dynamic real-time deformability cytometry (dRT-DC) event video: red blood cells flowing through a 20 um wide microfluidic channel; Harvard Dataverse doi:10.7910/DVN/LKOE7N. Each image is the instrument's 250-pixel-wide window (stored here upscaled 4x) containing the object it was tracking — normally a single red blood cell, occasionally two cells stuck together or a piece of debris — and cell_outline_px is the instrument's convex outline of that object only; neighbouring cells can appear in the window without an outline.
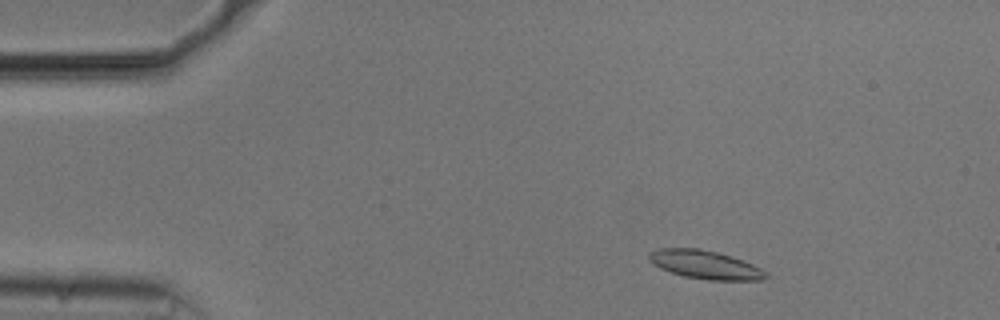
{"species": "common noctule bat (a hibernating species)", "species_latin": "Nyctalus noctula", "temperature_condition": "cold", "stored_images_in_passage": 51, "camera_frame_rate_fps": 3000, "um_per_image_px": 0.085, "animal": {"sex": "male", "body_mass_g": 20.5, "forearm_length_mm": 52.5}, "frame": {"image": 1, "passage_image": 5, "time_ms": 1.333, "image_size_px": [1000, 320], "cell_outline_px": [[768, 276], [764, 280], [708, 280], [684, 276], [660, 268], [652, 264], [648, 260], [648, 252], [660, 248], [700, 248], [732, 256], [752, 264], [768, 272]], "centroid_in_image_um": [59.93, 22.49], "position_along_channel_um": 25.1, "area_um2": 19.48}}
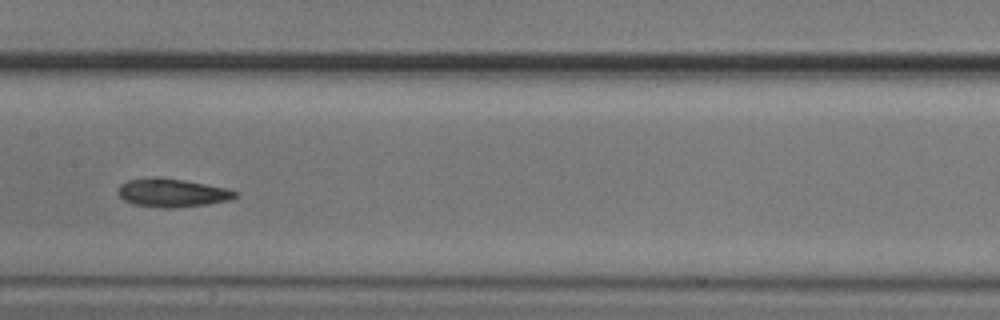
{"frame": {"image": 2, "passage_image": 24, "time_ms": 7.667, "image_size_px": [1000, 320], "cell_outline_px": [[236, 196], [228, 200], [204, 204], [176, 208], [160, 208], [132, 204], [124, 200], [116, 192], [120, 184], [128, 180], [156, 176], [184, 180], [228, 188], [236, 192]], "centroid_in_image_um": [14.57, 16.38], "position_along_channel_um": 192.8, "area_um2": 19.42}}
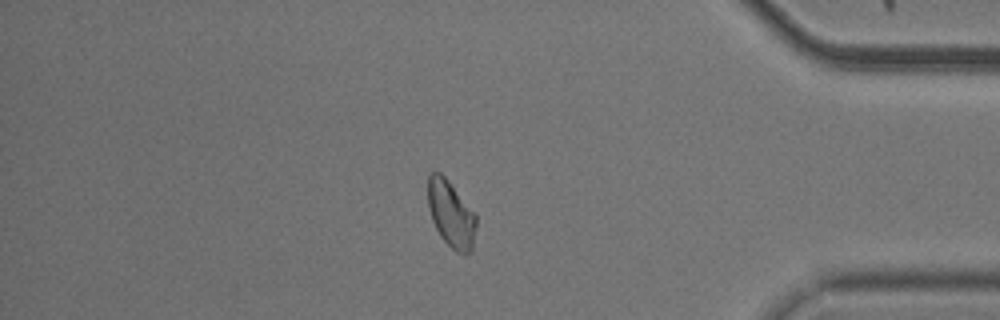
{"frame": {"image": 3, "passage_image": 43, "time_ms": 14.0, "image_size_px": [1000, 320], "cell_outline_px": [[476, 224], [472, 248], [468, 256], [464, 256], [456, 252], [440, 236], [432, 220], [428, 208], [428, 176], [432, 172], [440, 172], [452, 184], [476, 212]], "centroid_in_image_um": [38.35, 18.2], "position_along_channel_um": 396.8, "area_um2": 19.02}, "authors_computed_cell_mechanics": {"area_um2": 19.0162, "velocity_mm_per_s": 3.7271, "shape_relaxation_time_tau1_ms": 6.842, "shape_relaxation_time_tau2_ms": 2.912, "deformation_change_tau1": 0.1316, "deformation_change_tau2": 0.0925}}